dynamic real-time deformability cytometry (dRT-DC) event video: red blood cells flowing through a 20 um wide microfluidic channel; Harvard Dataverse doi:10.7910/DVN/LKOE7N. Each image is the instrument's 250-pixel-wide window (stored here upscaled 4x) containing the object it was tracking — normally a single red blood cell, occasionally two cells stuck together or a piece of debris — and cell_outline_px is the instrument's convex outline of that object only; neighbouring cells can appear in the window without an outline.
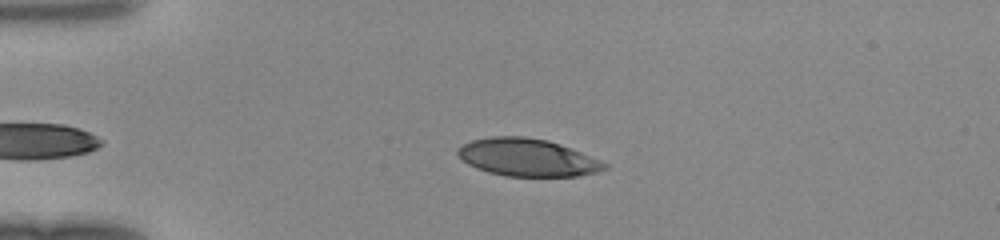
{"species": "human", "species_latin": "Homo sapiens", "temperature_condition": "room temperature", "stored_images_in_passage": 40, "camera_frame_rate_fps": 3000, "um_per_image_px": 0.085, "donor": {"sex": "female"}, "frame": {"image": 1, "passage_image": 4, "time_ms": 1.0, "image_size_px": [1000, 240], "cell_outline_px": [[608, 168], [600, 172], [576, 176], [504, 176], [488, 172], [476, 168], [468, 164], [456, 152], [464, 144], [472, 140], [492, 136], [524, 136], [548, 140], [572, 148], [600, 160], [608, 164]], "centroid_in_image_um": [44.87, 13.39], "position_along_channel_um": 40.1, "area_um2": 32.14}}
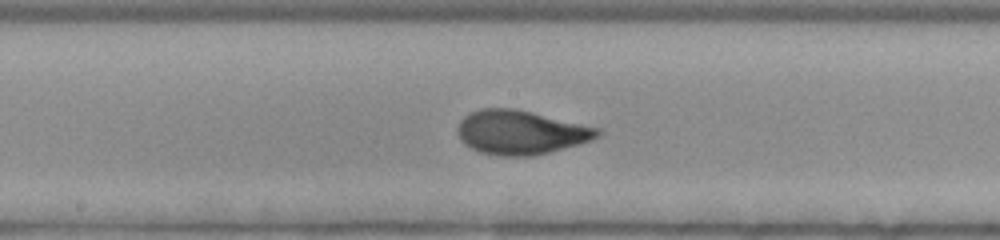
{"frame": {"image": 2, "passage_image": 18, "time_ms": 5.667, "image_size_px": [1000, 240], "cell_outline_px": [[600, 136], [592, 140], [548, 152], [532, 156], [500, 156], [480, 152], [464, 144], [460, 140], [456, 132], [456, 128], [460, 120], [468, 112], [480, 108], [512, 108], [532, 112], [600, 128]], "centroid_in_image_um": [44.21, 11.24], "position_along_channel_um": 204.0, "area_um2": 36.01}}
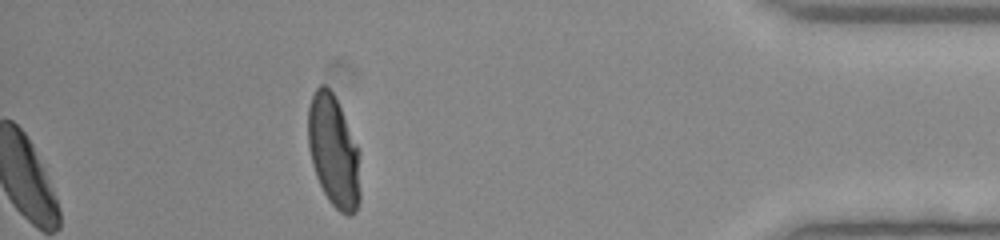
{"frame": {"image": 3, "passage_image": 35, "time_ms": 11.333, "image_size_px": [1000, 240], "cell_outline_px": [[360, 200], [356, 212], [348, 216], [340, 212], [328, 200], [316, 176], [312, 164], [308, 148], [308, 108], [312, 96], [316, 88], [320, 84], [324, 84], [332, 92], [340, 108], [356, 144], [360, 192]], "centroid_in_image_um": [28.33, 12.89], "position_along_channel_um": 406.9, "area_um2": 33.47}}